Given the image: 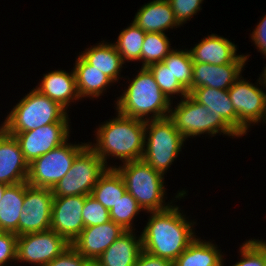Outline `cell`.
<instances>
[{"label":"cell","instance_id":"obj_1","mask_svg":"<svg viewBox=\"0 0 266 266\" xmlns=\"http://www.w3.org/2000/svg\"><path fill=\"white\" fill-rule=\"evenodd\" d=\"M151 214L141 234L142 250L173 263L195 239L193 224L186 220L177 206Z\"/></svg>","mask_w":266,"mask_h":266},{"label":"cell","instance_id":"obj_2","mask_svg":"<svg viewBox=\"0 0 266 266\" xmlns=\"http://www.w3.org/2000/svg\"><path fill=\"white\" fill-rule=\"evenodd\" d=\"M145 123L118 113L115 119L101 124L97 130L96 146L89 145L104 163H107L109 155L124 163L141 160L145 149Z\"/></svg>","mask_w":266,"mask_h":266},{"label":"cell","instance_id":"obj_3","mask_svg":"<svg viewBox=\"0 0 266 266\" xmlns=\"http://www.w3.org/2000/svg\"><path fill=\"white\" fill-rule=\"evenodd\" d=\"M171 100L160 90L153 75L147 68L140 72L131 81L124 94L117 99L118 113L147 121L148 113H153L151 120L163 119L169 116Z\"/></svg>","mask_w":266,"mask_h":266},{"label":"cell","instance_id":"obj_4","mask_svg":"<svg viewBox=\"0 0 266 266\" xmlns=\"http://www.w3.org/2000/svg\"><path fill=\"white\" fill-rule=\"evenodd\" d=\"M68 119L65 108L34 88L16 104L1 127L6 132H26Z\"/></svg>","mask_w":266,"mask_h":266},{"label":"cell","instance_id":"obj_5","mask_svg":"<svg viewBox=\"0 0 266 266\" xmlns=\"http://www.w3.org/2000/svg\"><path fill=\"white\" fill-rule=\"evenodd\" d=\"M123 177L126 191L137 201L142 210L163 211L171 205H163L164 176L152 169L145 161H129L116 168ZM163 176V177H162Z\"/></svg>","mask_w":266,"mask_h":266},{"label":"cell","instance_id":"obj_6","mask_svg":"<svg viewBox=\"0 0 266 266\" xmlns=\"http://www.w3.org/2000/svg\"><path fill=\"white\" fill-rule=\"evenodd\" d=\"M145 132H149V136L145 133L144 147L146 149H144L142 160L152 169L164 175L165 170L169 168L178 156V152L181 151L185 138L168 117L147 120Z\"/></svg>","mask_w":266,"mask_h":266},{"label":"cell","instance_id":"obj_7","mask_svg":"<svg viewBox=\"0 0 266 266\" xmlns=\"http://www.w3.org/2000/svg\"><path fill=\"white\" fill-rule=\"evenodd\" d=\"M169 113L168 118L185 139L205 132L214 136L220 131L228 136L239 137L222 119L221 115H217L206 106L199 104L189 94L174 110L170 109Z\"/></svg>","mask_w":266,"mask_h":266},{"label":"cell","instance_id":"obj_8","mask_svg":"<svg viewBox=\"0 0 266 266\" xmlns=\"http://www.w3.org/2000/svg\"><path fill=\"white\" fill-rule=\"evenodd\" d=\"M105 164L88 144L75 158L70 170L52 188L54 197L90 195L100 176L106 171Z\"/></svg>","mask_w":266,"mask_h":266},{"label":"cell","instance_id":"obj_9","mask_svg":"<svg viewBox=\"0 0 266 266\" xmlns=\"http://www.w3.org/2000/svg\"><path fill=\"white\" fill-rule=\"evenodd\" d=\"M87 145V143L73 145L66 141L34 159L29 164L27 183L35 187L52 189L70 170L77 155Z\"/></svg>","mask_w":266,"mask_h":266},{"label":"cell","instance_id":"obj_10","mask_svg":"<svg viewBox=\"0 0 266 266\" xmlns=\"http://www.w3.org/2000/svg\"><path fill=\"white\" fill-rule=\"evenodd\" d=\"M71 244L54 230L28 233L17 237V261L45 266Z\"/></svg>","mask_w":266,"mask_h":266},{"label":"cell","instance_id":"obj_11","mask_svg":"<svg viewBox=\"0 0 266 266\" xmlns=\"http://www.w3.org/2000/svg\"><path fill=\"white\" fill-rule=\"evenodd\" d=\"M53 193L51 188L31 186L25 182L23 212L18 221V236L49 230Z\"/></svg>","mask_w":266,"mask_h":266},{"label":"cell","instance_id":"obj_12","mask_svg":"<svg viewBox=\"0 0 266 266\" xmlns=\"http://www.w3.org/2000/svg\"><path fill=\"white\" fill-rule=\"evenodd\" d=\"M228 94L238 115L239 136L246 134L251 123L266 120V94L254 84L238 78Z\"/></svg>","mask_w":266,"mask_h":266},{"label":"cell","instance_id":"obj_13","mask_svg":"<svg viewBox=\"0 0 266 266\" xmlns=\"http://www.w3.org/2000/svg\"><path fill=\"white\" fill-rule=\"evenodd\" d=\"M68 121H59L26 132H7L19 142L24 159L30 164L34 159L68 141Z\"/></svg>","mask_w":266,"mask_h":266},{"label":"cell","instance_id":"obj_14","mask_svg":"<svg viewBox=\"0 0 266 266\" xmlns=\"http://www.w3.org/2000/svg\"><path fill=\"white\" fill-rule=\"evenodd\" d=\"M84 195L54 197L52 204L51 230L63 236L70 244L84 229L82 219Z\"/></svg>","mask_w":266,"mask_h":266},{"label":"cell","instance_id":"obj_15","mask_svg":"<svg viewBox=\"0 0 266 266\" xmlns=\"http://www.w3.org/2000/svg\"><path fill=\"white\" fill-rule=\"evenodd\" d=\"M125 232V229L110 220L96 226L84 227L71 246L87 260H97Z\"/></svg>","mask_w":266,"mask_h":266},{"label":"cell","instance_id":"obj_16","mask_svg":"<svg viewBox=\"0 0 266 266\" xmlns=\"http://www.w3.org/2000/svg\"><path fill=\"white\" fill-rule=\"evenodd\" d=\"M248 55H240L234 62L224 65L193 63L192 90L211 87L228 90L240 77Z\"/></svg>","mask_w":266,"mask_h":266},{"label":"cell","instance_id":"obj_17","mask_svg":"<svg viewBox=\"0 0 266 266\" xmlns=\"http://www.w3.org/2000/svg\"><path fill=\"white\" fill-rule=\"evenodd\" d=\"M29 163L24 159L18 140L0 127V183L26 182Z\"/></svg>","mask_w":266,"mask_h":266},{"label":"cell","instance_id":"obj_18","mask_svg":"<svg viewBox=\"0 0 266 266\" xmlns=\"http://www.w3.org/2000/svg\"><path fill=\"white\" fill-rule=\"evenodd\" d=\"M236 45L224 37L211 34L189 50L193 63L224 65L234 62Z\"/></svg>","mask_w":266,"mask_h":266},{"label":"cell","instance_id":"obj_19","mask_svg":"<svg viewBox=\"0 0 266 266\" xmlns=\"http://www.w3.org/2000/svg\"><path fill=\"white\" fill-rule=\"evenodd\" d=\"M133 23L146 33H164L168 28L179 26L167 0H153L142 6Z\"/></svg>","mask_w":266,"mask_h":266},{"label":"cell","instance_id":"obj_20","mask_svg":"<svg viewBox=\"0 0 266 266\" xmlns=\"http://www.w3.org/2000/svg\"><path fill=\"white\" fill-rule=\"evenodd\" d=\"M141 251V235L137 240L132 231H126L102 253L97 261L102 266H134Z\"/></svg>","mask_w":266,"mask_h":266},{"label":"cell","instance_id":"obj_21","mask_svg":"<svg viewBox=\"0 0 266 266\" xmlns=\"http://www.w3.org/2000/svg\"><path fill=\"white\" fill-rule=\"evenodd\" d=\"M189 95L199 104L221 115L222 119L238 134V115L229 98L228 90L198 87L194 88Z\"/></svg>","mask_w":266,"mask_h":266},{"label":"cell","instance_id":"obj_22","mask_svg":"<svg viewBox=\"0 0 266 266\" xmlns=\"http://www.w3.org/2000/svg\"><path fill=\"white\" fill-rule=\"evenodd\" d=\"M36 90L59 103L65 109L67 105L69 106L71 99H80L76 88L74 71L70 74L63 70L49 72L44 75Z\"/></svg>","mask_w":266,"mask_h":266},{"label":"cell","instance_id":"obj_23","mask_svg":"<svg viewBox=\"0 0 266 266\" xmlns=\"http://www.w3.org/2000/svg\"><path fill=\"white\" fill-rule=\"evenodd\" d=\"M25 182L8 185L0 202V231L18 236V221L23 212Z\"/></svg>","mask_w":266,"mask_h":266},{"label":"cell","instance_id":"obj_24","mask_svg":"<svg viewBox=\"0 0 266 266\" xmlns=\"http://www.w3.org/2000/svg\"><path fill=\"white\" fill-rule=\"evenodd\" d=\"M74 74L76 80V88L80 98L82 97H98L103 93L111 82L108 76L93 68L81 55L78 56L75 63Z\"/></svg>","mask_w":266,"mask_h":266},{"label":"cell","instance_id":"obj_25","mask_svg":"<svg viewBox=\"0 0 266 266\" xmlns=\"http://www.w3.org/2000/svg\"><path fill=\"white\" fill-rule=\"evenodd\" d=\"M126 192L123 177L116 167H108L91 191V196L111 210Z\"/></svg>","mask_w":266,"mask_h":266},{"label":"cell","instance_id":"obj_26","mask_svg":"<svg viewBox=\"0 0 266 266\" xmlns=\"http://www.w3.org/2000/svg\"><path fill=\"white\" fill-rule=\"evenodd\" d=\"M81 56L93 68L104 73L113 82L118 80V75L124 62L113 44L99 43L97 46L87 49Z\"/></svg>","mask_w":266,"mask_h":266},{"label":"cell","instance_id":"obj_27","mask_svg":"<svg viewBox=\"0 0 266 266\" xmlns=\"http://www.w3.org/2000/svg\"><path fill=\"white\" fill-rule=\"evenodd\" d=\"M219 251L211 242L195 238L173 262V266H223Z\"/></svg>","mask_w":266,"mask_h":266},{"label":"cell","instance_id":"obj_28","mask_svg":"<svg viewBox=\"0 0 266 266\" xmlns=\"http://www.w3.org/2000/svg\"><path fill=\"white\" fill-rule=\"evenodd\" d=\"M145 31L132 23L128 28L121 31L114 46L122 57L128 61L141 60L142 45L145 38Z\"/></svg>","mask_w":266,"mask_h":266},{"label":"cell","instance_id":"obj_29","mask_svg":"<svg viewBox=\"0 0 266 266\" xmlns=\"http://www.w3.org/2000/svg\"><path fill=\"white\" fill-rule=\"evenodd\" d=\"M162 62L190 93L192 91L193 60L189 50H172Z\"/></svg>","mask_w":266,"mask_h":266},{"label":"cell","instance_id":"obj_30","mask_svg":"<svg viewBox=\"0 0 266 266\" xmlns=\"http://www.w3.org/2000/svg\"><path fill=\"white\" fill-rule=\"evenodd\" d=\"M165 33H145L141 51L142 68L159 63L172 51Z\"/></svg>","mask_w":266,"mask_h":266},{"label":"cell","instance_id":"obj_31","mask_svg":"<svg viewBox=\"0 0 266 266\" xmlns=\"http://www.w3.org/2000/svg\"><path fill=\"white\" fill-rule=\"evenodd\" d=\"M141 207L129 192H125L121 199L109 211L110 219L126 231H132V219L139 214Z\"/></svg>","mask_w":266,"mask_h":266},{"label":"cell","instance_id":"obj_32","mask_svg":"<svg viewBox=\"0 0 266 266\" xmlns=\"http://www.w3.org/2000/svg\"><path fill=\"white\" fill-rule=\"evenodd\" d=\"M147 69L153 75L160 90L169 100H171L170 95L172 94H181L183 98L189 94L163 62L151 64Z\"/></svg>","mask_w":266,"mask_h":266},{"label":"cell","instance_id":"obj_33","mask_svg":"<svg viewBox=\"0 0 266 266\" xmlns=\"http://www.w3.org/2000/svg\"><path fill=\"white\" fill-rule=\"evenodd\" d=\"M82 219L84 222V227L96 226L111 220L109 210H107L91 195L85 196Z\"/></svg>","mask_w":266,"mask_h":266},{"label":"cell","instance_id":"obj_34","mask_svg":"<svg viewBox=\"0 0 266 266\" xmlns=\"http://www.w3.org/2000/svg\"><path fill=\"white\" fill-rule=\"evenodd\" d=\"M240 248L242 258L233 266H264L263 241L249 240Z\"/></svg>","mask_w":266,"mask_h":266},{"label":"cell","instance_id":"obj_35","mask_svg":"<svg viewBox=\"0 0 266 266\" xmlns=\"http://www.w3.org/2000/svg\"><path fill=\"white\" fill-rule=\"evenodd\" d=\"M172 7L176 21L179 25L183 24L195 15L200 9L203 0H167Z\"/></svg>","mask_w":266,"mask_h":266},{"label":"cell","instance_id":"obj_36","mask_svg":"<svg viewBox=\"0 0 266 266\" xmlns=\"http://www.w3.org/2000/svg\"><path fill=\"white\" fill-rule=\"evenodd\" d=\"M17 235L13 232L0 231V266L16 260Z\"/></svg>","mask_w":266,"mask_h":266},{"label":"cell","instance_id":"obj_37","mask_svg":"<svg viewBox=\"0 0 266 266\" xmlns=\"http://www.w3.org/2000/svg\"><path fill=\"white\" fill-rule=\"evenodd\" d=\"M87 259L71 245L45 266H84Z\"/></svg>","mask_w":266,"mask_h":266},{"label":"cell","instance_id":"obj_38","mask_svg":"<svg viewBox=\"0 0 266 266\" xmlns=\"http://www.w3.org/2000/svg\"><path fill=\"white\" fill-rule=\"evenodd\" d=\"M134 266H173V263L142 250Z\"/></svg>","mask_w":266,"mask_h":266},{"label":"cell","instance_id":"obj_39","mask_svg":"<svg viewBox=\"0 0 266 266\" xmlns=\"http://www.w3.org/2000/svg\"><path fill=\"white\" fill-rule=\"evenodd\" d=\"M259 51L266 55V15L259 22L251 36Z\"/></svg>","mask_w":266,"mask_h":266},{"label":"cell","instance_id":"obj_40","mask_svg":"<svg viewBox=\"0 0 266 266\" xmlns=\"http://www.w3.org/2000/svg\"><path fill=\"white\" fill-rule=\"evenodd\" d=\"M84 266H102L97 260H87Z\"/></svg>","mask_w":266,"mask_h":266},{"label":"cell","instance_id":"obj_41","mask_svg":"<svg viewBox=\"0 0 266 266\" xmlns=\"http://www.w3.org/2000/svg\"><path fill=\"white\" fill-rule=\"evenodd\" d=\"M8 185L0 183V202L2 200L3 194H4V190Z\"/></svg>","mask_w":266,"mask_h":266},{"label":"cell","instance_id":"obj_42","mask_svg":"<svg viewBox=\"0 0 266 266\" xmlns=\"http://www.w3.org/2000/svg\"><path fill=\"white\" fill-rule=\"evenodd\" d=\"M263 261H264V266H266V242H263Z\"/></svg>","mask_w":266,"mask_h":266},{"label":"cell","instance_id":"obj_43","mask_svg":"<svg viewBox=\"0 0 266 266\" xmlns=\"http://www.w3.org/2000/svg\"><path fill=\"white\" fill-rule=\"evenodd\" d=\"M264 73L262 74V77H263V82L261 81V83H263L264 84V86L266 87V67H265V69H264V71H263Z\"/></svg>","mask_w":266,"mask_h":266}]
</instances>
